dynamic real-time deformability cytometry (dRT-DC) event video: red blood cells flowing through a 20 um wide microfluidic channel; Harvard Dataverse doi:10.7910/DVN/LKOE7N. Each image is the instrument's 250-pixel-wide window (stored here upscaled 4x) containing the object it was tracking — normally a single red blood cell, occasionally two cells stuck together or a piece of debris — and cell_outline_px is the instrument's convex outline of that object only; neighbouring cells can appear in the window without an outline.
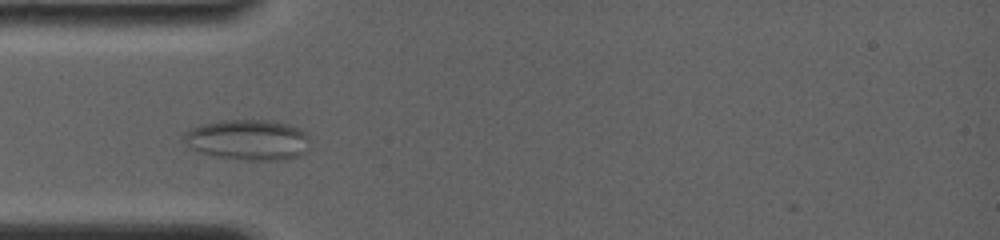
{"species": "common noctule bat (a hibernating species)", "species_latin": "Nyctalus noctula", "temperature_condition": "room temperature", "stored_images_in_passage": 12, "camera_frame_rate_fps": 4000, "um_per_image_px": 0.085, "animal": {"sex": "female", "body_mass_g": 19.0, "forearm_length_mm": 56.7}, "frame": {"image": 1, "passage_image": 3, "time_ms": 0.75, "image_size_px": [1000, 240], "cell_outline_px": [[312, 140], [308, 152], [300, 156], [284, 160], [248, 160], [216, 156], [196, 152], [184, 144], [184, 136], [192, 128], [204, 124], [228, 120], [272, 120], [288, 124], [300, 128]], "centroid_in_image_um": [21.16, 11.9], "position_along_channel_um": 63.8, "area_um2": 30.11}}